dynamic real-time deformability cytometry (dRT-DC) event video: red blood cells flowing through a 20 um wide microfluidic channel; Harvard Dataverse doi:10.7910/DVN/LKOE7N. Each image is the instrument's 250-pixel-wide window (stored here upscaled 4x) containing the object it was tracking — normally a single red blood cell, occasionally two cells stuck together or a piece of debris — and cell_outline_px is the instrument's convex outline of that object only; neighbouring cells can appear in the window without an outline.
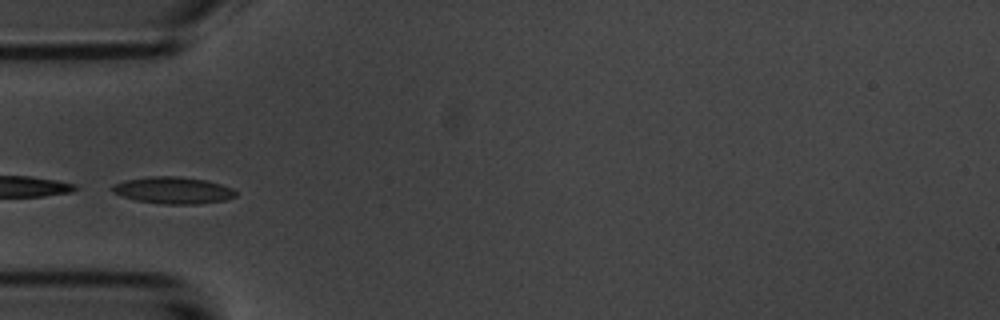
{"species": "common noctule bat (a hibernating species)", "species_latin": "Nyctalus noctula", "temperature_condition": "room temperature", "stored_images_in_passage": 6, "camera_frame_rate_fps": 3000, "um_per_image_px": 0.085, "animal": {"sex": "male", "body_mass_g": 20.1, "forearm_length_mm": 53.5}, "frame": {"image": 1, "passage_image": 4, "time_ms": 3.667, "image_size_px": [1000, 320], "cell_outline_px": [[236, 196], [228, 200], [200, 204], [160, 204], [136, 200], [112, 192], [112, 184], [124, 180], [148, 176], [180, 176], [204, 180], [220, 184], [232, 188], [236, 192]], "centroid_in_image_um": [14.72, 16.18], "position_along_channel_um": 70.3, "area_um2": 19.42}}
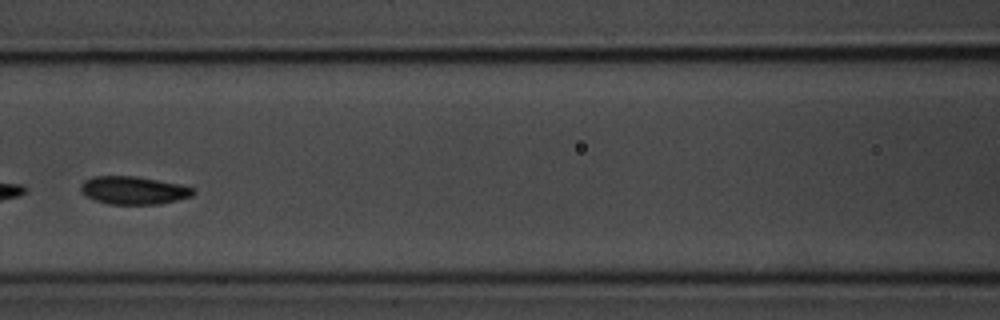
{"frame": {"image": 2, "passage_image": 6, "time_ms": 6.0, "image_size_px": [1000, 320], "cell_outline_px": [[196, 192], [192, 196], [160, 204], [108, 204], [96, 200], [88, 196], [80, 188], [80, 184], [84, 180], [92, 176], [136, 176], [180, 184], [196, 188]], "centroid_in_image_um": [11.39, 16.17], "position_along_channel_um": 155.2, "area_um2": 18.32}}